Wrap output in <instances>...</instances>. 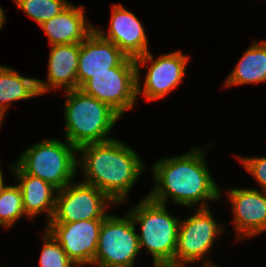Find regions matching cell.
<instances>
[{
  "instance_id": "4fadbf2b",
  "label": "cell",
  "mask_w": 266,
  "mask_h": 267,
  "mask_svg": "<svg viewBox=\"0 0 266 267\" xmlns=\"http://www.w3.org/2000/svg\"><path fill=\"white\" fill-rule=\"evenodd\" d=\"M229 198L235 214L236 229L243 236L266 230V196L255 189H231Z\"/></svg>"
},
{
  "instance_id": "9c48e42d",
  "label": "cell",
  "mask_w": 266,
  "mask_h": 267,
  "mask_svg": "<svg viewBox=\"0 0 266 267\" xmlns=\"http://www.w3.org/2000/svg\"><path fill=\"white\" fill-rule=\"evenodd\" d=\"M203 203L195 215L179 222L174 267H182L202 258L222 230L213 219L206 203Z\"/></svg>"
},
{
  "instance_id": "8992f818",
  "label": "cell",
  "mask_w": 266,
  "mask_h": 267,
  "mask_svg": "<svg viewBox=\"0 0 266 267\" xmlns=\"http://www.w3.org/2000/svg\"><path fill=\"white\" fill-rule=\"evenodd\" d=\"M135 59L126 57L109 72L93 74L79 89L108 104L120 116L131 109L141 93Z\"/></svg>"
},
{
  "instance_id": "d6986e66",
  "label": "cell",
  "mask_w": 266,
  "mask_h": 267,
  "mask_svg": "<svg viewBox=\"0 0 266 267\" xmlns=\"http://www.w3.org/2000/svg\"><path fill=\"white\" fill-rule=\"evenodd\" d=\"M38 79L25 78L11 68L0 66V118L3 119L11 101L40 95Z\"/></svg>"
},
{
  "instance_id": "3957f363",
  "label": "cell",
  "mask_w": 266,
  "mask_h": 267,
  "mask_svg": "<svg viewBox=\"0 0 266 267\" xmlns=\"http://www.w3.org/2000/svg\"><path fill=\"white\" fill-rule=\"evenodd\" d=\"M66 92V141L78 149L89 143L112 140L106 136L120 115L108 104L79 88Z\"/></svg>"
},
{
  "instance_id": "8fae6325",
  "label": "cell",
  "mask_w": 266,
  "mask_h": 267,
  "mask_svg": "<svg viewBox=\"0 0 266 267\" xmlns=\"http://www.w3.org/2000/svg\"><path fill=\"white\" fill-rule=\"evenodd\" d=\"M112 10L108 37L103 35L104 32L96 31L104 39L113 42L127 57L135 59L139 77V64L144 65L146 60H153L147 48L145 31L137 17L123 6L115 5Z\"/></svg>"
},
{
  "instance_id": "277c9868",
  "label": "cell",
  "mask_w": 266,
  "mask_h": 267,
  "mask_svg": "<svg viewBox=\"0 0 266 267\" xmlns=\"http://www.w3.org/2000/svg\"><path fill=\"white\" fill-rule=\"evenodd\" d=\"M133 223L141 225L139 247L146 246L152 253L154 265L174 267L179 222L161 204L148 196L128 213Z\"/></svg>"
},
{
  "instance_id": "603a6c76",
  "label": "cell",
  "mask_w": 266,
  "mask_h": 267,
  "mask_svg": "<svg viewBox=\"0 0 266 267\" xmlns=\"http://www.w3.org/2000/svg\"><path fill=\"white\" fill-rule=\"evenodd\" d=\"M243 166L247 169L248 172L255 176L256 180L263 186L265 189L263 192L266 193V157L261 158H241L240 159Z\"/></svg>"
},
{
  "instance_id": "ac0fdd59",
  "label": "cell",
  "mask_w": 266,
  "mask_h": 267,
  "mask_svg": "<svg viewBox=\"0 0 266 267\" xmlns=\"http://www.w3.org/2000/svg\"><path fill=\"white\" fill-rule=\"evenodd\" d=\"M266 81V42L254 43L242 56L229 78L227 86Z\"/></svg>"
},
{
  "instance_id": "44dd1931",
  "label": "cell",
  "mask_w": 266,
  "mask_h": 267,
  "mask_svg": "<svg viewBox=\"0 0 266 267\" xmlns=\"http://www.w3.org/2000/svg\"><path fill=\"white\" fill-rule=\"evenodd\" d=\"M22 193L17 186H7L0 195V223L6 227L24 215Z\"/></svg>"
},
{
  "instance_id": "52a82bcc",
  "label": "cell",
  "mask_w": 266,
  "mask_h": 267,
  "mask_svg": "<svg viewBox=\"0 0 266 267\" xmlns=\"http://www.w3.org/2000/svg\"><path fill=\"white\" fill-rule=\"evenodd\" d=\"M135 230L128 213L126 219L108 215L101 224L93 264L98 267H133L140 251Z\"/></svg>"
},
{
  "instance_id": "7c38bea8",
  "label": "cell",
  "mask_w": 266,
  "mask_h": 267,
  "mask_svg": "<svg viewBox=\"0 0 266 267\" xmlns=\"http://www.w3.org/2000/svg\"><path fill=\"white\" fill-rule=\"evenodd\" d=\"M127 56L111 41L104 39L94 29L81 43L77 70L80 88L93 74L109 72Z\"/></svg>"
},
{
  "instance_id": "7a4b0ae2",
  "label": "cell",
  "mask_w": 266,
  "mask_h": 267,
  "mask_svg": "<svg viewBox=\"0 0 266 267\" xmlns=\"http://www.w3.org/2000/svg\"><path fill=\"white\" fill-rule=\"evenodd\" d=\"M203 156L202 150L192 149L187 155L157 162L153 170L158 184L148 197L161 204L172 197L176 204L186 206L205 199H218V187L208 172Z\"/></svg>"
},
{
  "instance_id": "ffe728a7",
  "label": "cell",
  "mask_w": 266,
  "mask_h": 267,
  "mask_svg": "<svg viewBox=\"0 0 266 267\" xmlns=\"http://www.w3.org/2000/svg\"><path fill=\"white\" fill-rule=\"evenodd\" d=\"M17 7L35 19L39 25L63 11L70 3L65 0H15Z\"/></svg>"
},
{
  "instance_id": "cb8c5ba5",
  "label": "cell",
  "mask_w": 266,
  "mask_h": 267,
  "mask_svg": "<svg viewBox=\"0 0 266 267\" xmlns=\"http://www.w3.org/2000/svg\"><path fill=\"white\" fill-rule=\"evenodd\" d=\"M7 186L4 185V181H3V178H2V172H1V168H0V195H1V192L6 188Z\"/></svg>"
},
{
  "instance_id": "6da1fadb",
  "label": "cell",
  "mask_w": 266,
  "mask_h": 267,
  "mask_svg": "<svg viewBox=\"0 0 266 267\" xmlns=\"http://www.w3.org/2000/svg\"><path fill=\"white\" fill-rule=\"evenodd\" d=\"M79 151L84 153L77 163L85 170L83 182L98 188L112 203L123 201L143 168L137 153L114 139L83 145Z\"/></svg>"
},
{
  "instance_id": "e0dca14e",
  "label": "cell",
  "mask_w": 266,
  "mask_h": 267,
  "mask_svg": "<svg viewBox=\"0 0 266 267\" xmlns=\"http://www.w3.org/2000/svg\"><path fill=\"white\" fill-rule=\"evenodd\" d=\"M14 165L16 177L21 180L19 188L22 193L25 215L33 217L44 210L48 212V221L50 222L54 215L56 202L53 192L57 189L39 177L25 174L16 164Z\"/></svg>"
},
{
  "instance_id": "9a60e30c",
  "label": "cell",
  "mask_w": 266,
  "mask_h": 267,
  "mask_svg": "<svg viewBox=\"0 0 266 267\" xmlns=\"http://www.w3.org/2000/svg\"><path fill=\"white\" fill-rule=\"evenodd\" d=\"M79 52L80 43L52 46L48 62V83L37 80L40 94L47 92L51 87L65 86L67 91L78 89Z\"/></svg>"
},
{
  "instance_id": "5b68a950",
  "label": "cell",
  "mask_w": 266,
  "mask_h": 267,
  "mask_svg": "<svg viewBox=\"0 0 266 267\" xmlns=\"http://www.w3.org/2000/svg\"><path fill=\"white\" fill-rule=\"evenodd\" d=\"M67 143L54 139L38 142L21 155L16 165L25 174L39 177L57 190L63 189L71 183L78 163L73 153L78 149Z\"/></svg>"
},
{
  "instance_id": "7402d4cb",
  "label": "cell",
  "mask_w": 266,
  "mask_h": 267,
  "mask_svg": "<svg viewBox=\"0 0 266 267\" xmlns=\"http://www.w3.org/2000/svg\"><path fill=\"white\" fill-rule=\"evenodd\" d=\"M40 256V267H73L74 262L67 256L61 245L47 232Z\"/></svg>"
},
{
  "instance_id": "d4e9b609",
  "label": "cell",
  "mask_w": 266,
  "mask_h": 267,
  "mask_svg": "<svg viewBox=\"0 0 266 267\" xmlns=\"http://www.w3.org/2000/svg\"><path fill=\"white\" fill-rule=\"evenodd\" d=\"M4 21H5L4 11L0 7V28H2V25H3Z\"/></svg>"
},
{
  "instance_id": "484cf974",
  "label": "cell",
  "mask_w": 266,
  "mask_h": 267,
  "mask_svg": "<svg viewBox=\"0 0 266 267\" xmlns=\"http://www.w3.org/2000/svg\"><path fill=\"white\" fill-rule=\"evenodd\" d=\"M202 267H216V266L211 265V263H209V264L203 265Z\"/></svg>"
},
{
  "instance_id": "4316f807",
  "label": "cell",
  "mask_w": 266,
  "mask_h": 267,
  "mask_svg": "<svg viewBox=\"0 0 266 267\" xmlns=\"http://www.w3.org/2000/svg\"><path fill=\"white\" fill-rule=\"evenodd\" d=\"M154 267H170V266H165V265H154Z\"/></svg>"
},
{
  "instance_id": "5bb4252c",
  "label": "cell",
  "mask_w": 266,
  "mask_h": 267,
  "mask_svg": "<svg viewBox=\"0 0 266 267\" xmlns=\"http://www.w3.org/2000/svg\"><path fill=\"white\" fill-rule=\"evenodd\" d=\"M188 58L180 51L162 55L152 62L144 83L147 100L162 98L181 82Z\"/></svg>"
},
{
  "instance_id": "30bf717a",
  "label": "cell",
  "mask_w": 266,
  "mask_h": 267,
  "mask_svg": "<svg viewBox=\"0 0 266 267\" xmlns=\"http://www.w3.org/2000/svg\"><path fill=\"white\" fill-rule=\"evenodd\" d=\"M103 220L48 223L47 231L61 245L74 264L80 267L81 264H93Z\"/></svg>"
},
{
  "instance_id": "2e32d148",
  "label": "cell",
  "mask_w": 266,
  "mask_h": 267,
  "mask_svg": "<svg viewBox=\"0 0 266 267\" xmlns=\"http://www.w3.org/2000/svg\"><path fill=\"white\" fill-rule=\"evenodd\" d=\"M69 4L58 15L43 22L40 26L49 36L51 46L81 43L94 28L85 25L83 11Z\"/></svg>"
},
{
  "instance_id": "ba28073f",
  "label": "cell",
  "mask_w": 266,
  "mask_h": 267,
  "mask_svg": "<svg viewBox=\"0 0 266 267\" xmlns=\"http://www.w3.org/2000/svg\"><path fill=\"white\" fill-rule=\"evenodd\" d=\"M70 183L57 190L54 215L48 223H74L83 220L105 219L107 201H112L95 186Z\"/></svg>"
}]
</instances>
